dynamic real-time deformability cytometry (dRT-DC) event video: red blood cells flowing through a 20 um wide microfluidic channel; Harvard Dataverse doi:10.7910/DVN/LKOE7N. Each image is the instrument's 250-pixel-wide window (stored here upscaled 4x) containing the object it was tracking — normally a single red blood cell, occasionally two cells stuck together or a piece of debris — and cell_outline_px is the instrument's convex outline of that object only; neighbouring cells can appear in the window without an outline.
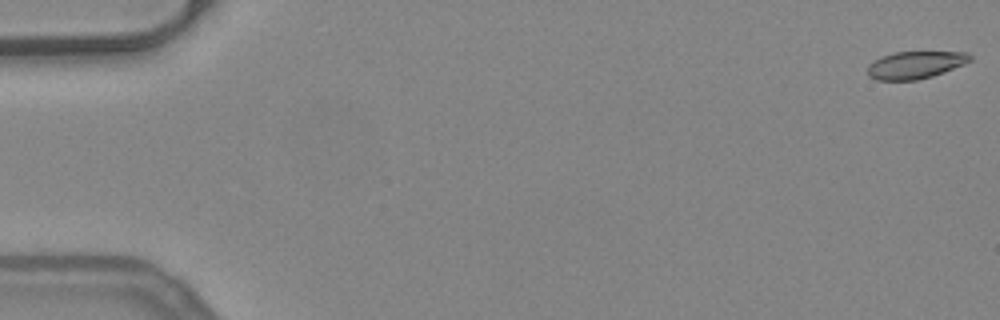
{"species": "common noctule bat (a hibernating species)", "species_latin": "Nyctalus noctula", "temperature_condition": "warm", "stored_images_in_passage": 20, "camera_frame_rate_fps": 3000, "um_per_image_px": 0.085, "animal": {"sex": "female", "body_mass_g": 24.6, "forearm_length_mm": 56.2}, "frame": {"image": 1, "passage_image": 1, "time_ms": 0.0, "image_size_px": [1000, 320], "cell_outline_px": [[972, 60], [964, 64], [944, 72], [932, 76], [916, 80], [876, 80], [868, 76], [868, 64], [880, 56], [896, 52], [968, 52], [972, 56]], "centroid_in_image_um": [77.79, 5.52], "position_along_channel_um": 7.2, "area_um2": 16.42}}
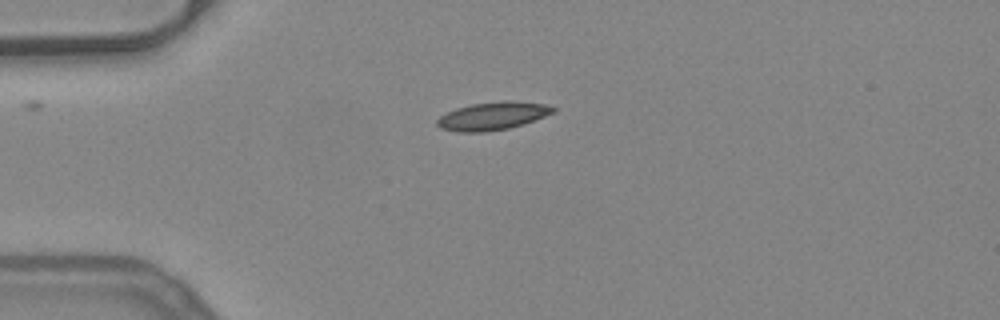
{"frame": {"image": 2, "passage_image": 14, "time_ms": 4.333, "image_size_px": [1000, 320], "cell_outline_px": [[556, 112], [524, 124], [508, 128], [484, 132], [460, 132], [440, 128], [436, 124], [436, 120], [440, 116], [456, 108], [472, 104], [504, 100], [508, 100], [544, 104], [556, 108]], "centroid_in_image_um": [41.88, 9.86], "position_along_channel_um": 43.1, "area_um2": 18.9}}
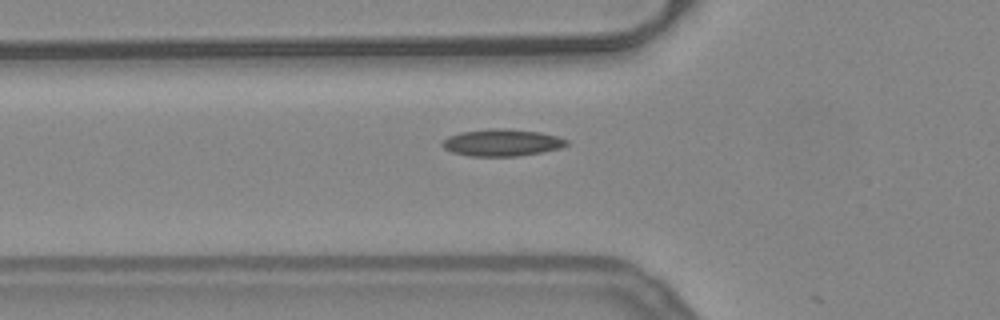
{"frame": {"image": 3, "passage_image": 19, "time_ms": 6.0, "image_size_px": [1000, 320], "cell_outline_px": [[568, 144], [560, 148], [540, 152], [516, 156], [468, 156], [452, 152], [444, 148], [440, 144], [448, 136], [460, 132], [492, 128], [508, 128], [540, 132], [556, 136], [568, 140]], "centroid_in_image_um": [42.64, 12.11], "position_along_channel_um": 83.2, "area_um2": 19.54}}